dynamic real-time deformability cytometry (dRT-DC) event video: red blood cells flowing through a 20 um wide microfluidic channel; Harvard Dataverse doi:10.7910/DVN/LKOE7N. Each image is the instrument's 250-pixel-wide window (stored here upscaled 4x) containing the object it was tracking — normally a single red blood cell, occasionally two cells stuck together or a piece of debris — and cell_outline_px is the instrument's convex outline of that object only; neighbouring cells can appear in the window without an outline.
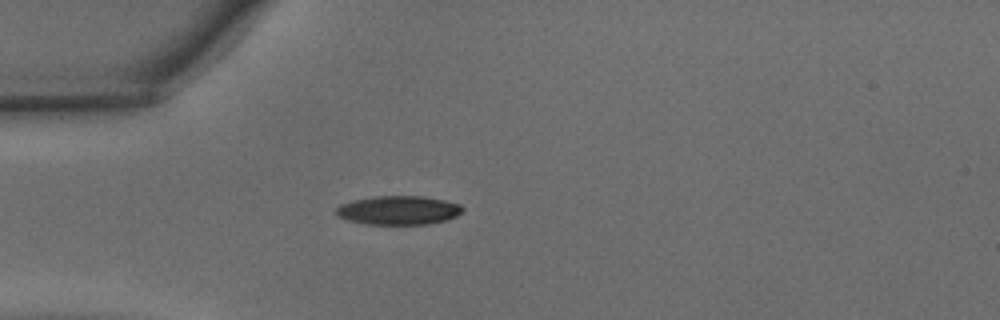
{"species": "common noctule bat (a hibernating species)", "species_latin": "Nyctalus noctula", "temperature_condition": "warm", "stored_images_in_passage": 34, "camera_frame_rate_fps": 3000, "um_per_image_px": 0.085, "animal": {"sex": "male", "body_mass_g": 15.6}, "frame": {"image": 1, "passage_image": 1, "time_ms": 0.0, "image_size_px": [1000, 320], "cell_outline_px": [[464, 208], [456, 216], [448, 220], [428, 224], [368, 224], [348, 220], [340, 216], [336, 212], [336, 208], [340, 204], [352, 200], [372, 196], [424, 196], [444, 200], [460, 204]], "centroid_in_image_um": [33.89, 17.86], "position_along_channel_um": 51.1, "area_um2": 21.27}}
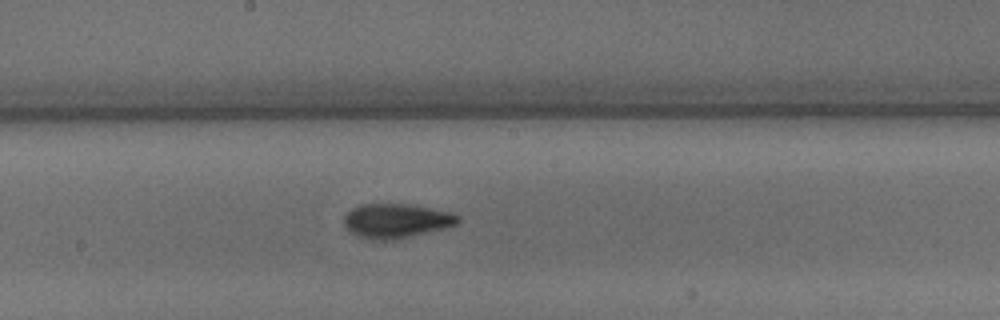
{"frame": {"image": 2, "passage_image": 13, "time_ms": 4.0, "image_size_px": [1000, 320], "cell_outline_px": [[460, 220], [456, 224], [444, 228], [392, 240], [372, 240], [360, 236], [352, 232], [344, 224], [344, 216], [352, 208], [360, 204], [408, 204], [448, 212], [460, 216]], "centroid_in_image_um": [33.66, 18.76], "position_along_channel_um": 214.5, "area_um2": 22.37}}
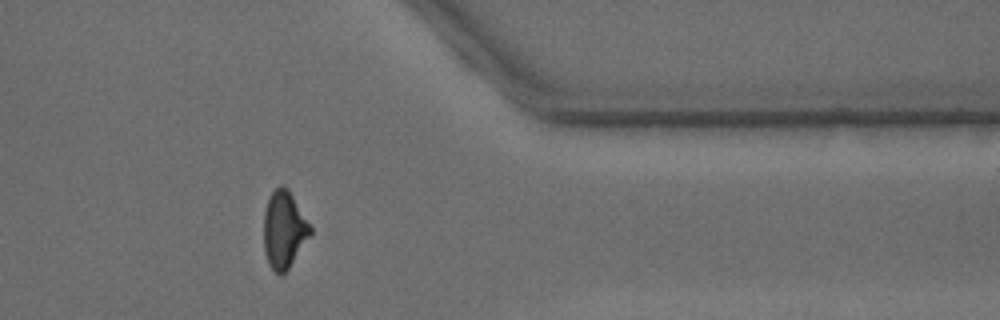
{"frame": {"image": 3, "passage_image": 26, "time_ms": 8.333, "image_size_px": [1000, 320], "cell_outline_px": [[312, 232], [288, 268], [280, 276], [268, 264], [264, 252], [264, 212], [268, 200], [272, 192], [280, 184], [288, 188], [312, 228]], "centroid_in_image_um": [24.13, 19.51], "position_along_channel_um": 387.3, "area_um2": 20.63}, "authors_computed_cell_mechanics": {"area_um2": 21.2126, "velocity_mm_per_s": 4.3295, "shape_relaxation_time_tau1_ms": 4.4681, "shape_relaxation_time_tau2_ms": 1.7781, "deformation_change_tau1": 0.1721, "deformation_change_tau2": 0.0897}}